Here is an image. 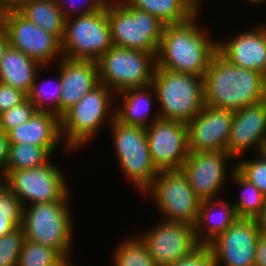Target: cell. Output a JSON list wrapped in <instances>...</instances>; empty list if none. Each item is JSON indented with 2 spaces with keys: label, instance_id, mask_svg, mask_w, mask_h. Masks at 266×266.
<instances>
[{
  "label": "cell",
  "instance_id": "cell-1",
  "mask_svg": "<svg viewBox=\"0 0 266 266\" xmlns=\"http://www.w3.org/2000/svg\"><path fill=\"white\" fill-rule=\"evenodd\" d=\"M200 10L189 21L165 25L156 56V67L204 77L217 41L198 21ZM200 23V24H199Z\"/></svg>",
  "mask_w": 266,
  "mask_h": 266
},
{
  "label": "cell",
  "instance_id": "cell-2",
  "mask_svg": "<svg viewBox=\"0 0 266 266\" xmlns=\"http://www.w3.org/2000/svg\"><path fill=\"white\" fill-rule=\"evenodd\" d=\"M205 105L239 110L266 99L262 73L239 67L218 50L203 77Z\"/></svg>",
  "mask_w": 266,
  "mask_h": 266
},
{
  "label": "cell",
  "instance_id": "cell-3",
  "mask_svg": "<svg viewBox=\"0 0 266 266\" xmlns=\"http://www.w3.org/2000/svg\"><path fill=\"white\" fill-rule=\"evenodd\" d=\"M115 95L99 83L60 117L64 151H77L95 139L105 123L111 125L115 118Z\"/></svg>",
  "mask_w": 266,
  "mask_h": 266
},
{
  "label": "cell",
  "instance_id": "cell-4",
  "mask_svg": "<svg viewBox=\"0 0 266 266\" xmlns=\"http://www.w3.org/2000/svg\"><path fill=\"white\" fill-rule=\"evenodd\" d=\"M151 85L162 119L187 124L205 106L202 76L155 67Z\"/></svg>",
  "mask_w": 266,
  "mask_h": 266
},
{
  "label": "cell",
  "instance_id": "cell-5",
  "mask_svg": "<svg viewBox=\"0 0 266 266\" xmlns=\"http://www.w3.org/2000/svg\"><path fill=\"white\" fill-rule=\"evenodd\" d=\"M71 194L61 201L23 207L22 229L27 240L49 246L63 257L73 248V219L69 205Z\"/></svg>",
  "mask_w": 266,
  "mask_h": 266
},
{
  "label": "cell",
  "instance_id": "cell-6",
  "mask_svg": "<svg viewBox=\"0 0 266 266\" xmlns=\"http://www.w3.org/2000/svg\"><path fill=\"white\" fill-rule=\"evenodd\" d=\"M114 46L157 56L165 24L148 12L114 0L107 9Z\"/></svg>",
  "mask_w": 266,
  "mask_h": 266
},
{
  "label": "cell",
  "instance_id": "cell-7",
  "mask_svg": "<svg viewBox=\"0 0 266 266\" xmlns=\"http://www.w3.org/2000/svg\"><path fill=\"white\" fill-rule=\"evenodd\" d=\"M112 134L114 153L118 167L124 177L134 185V189L142 194L154 181L158 174L155 168L147 141L146 129L127 125L116 118L109 126Z\"/></svg>",
  "mask_w": 266,
  "mask_h": 266
},
{
  "label": "cell",
  "instance_id": "cell-8",
  "mask_svg": "<svg viewBox=\"0 0 266 266\" xmlns=\"http://www.w3.org/2000/svg\"><path fill=\"white\" fill-rule=\"evenodd\" d=\"M99 82L115 94L152 84L156 57L149 52L112 46L97 60Z\"/></svg>",
  "mask_w": 266,
  "mask_h": 266
},
{
  "label": "cell",
  "instance_id": "cell-9",
  "mask_svg": "<svg viewBox=\"0 0 266 266\" xmlns=\"http://www.w3.org/2000/svg\"><path fill=\"white\" fill-rule=\"evenodd\" d=\"M112 46L107 9L65 20L61 40L64 58L97 61Z\"/></svg>",
  "mask_w": 266,
  "mask_h": 266
},
{
  "label": "cell",
  "instance_id": "cell-10",
  "mask_svg": "<svg viewBox=\"0 0 266 266\" xmlns=\"http://www.w3.org/2000/svg\"><path fill=\"white\" fill-rule=\"evenodd\" d=\"M142 195L153 199L160 219L195 225L201 200L182 170L159 171Z\"/></svg>",
  "mask_w": 266,
  "mask_h": 266
},
{
  "label": "cell",
  "instance_id": "cell-11",
  "mask_svg": "<svg viewBox=\"0 0 266 266\" xmlns=\"http://www.w3.org/2000/svg\"><path fill=\"white\" fill-rule=\"evenodd\" d=\"M13 171H4L5 185L19 199L23 207L37 203L61 201L70 191L61 169L52 162Z\"/></svg>",
  "mask_w": 266,
  "mask_h": 266
},
{
  "label": "cell",
  "instance_id": "cell-12",
  "mask_svg": "<svg viewBox=\"0 0 266 266\" xmlns=\"http://www.w3.org/2000/svg\"><path fill=\"white\" fill-rule=\"evenodd\" d=\"M0 26L7 33L9 45L25 53L42 66L63 57L61 41L42 27L27 20L18 11L0 15ZM55 60V61H54Z\"/></svg>",
  "mask_w": 266,
  "mask_h": 266
},
{
  "label": "cell",
  "instance_id": "cell-13",
  "mask_svg": "<svg viewBox=\"0 0 266 266\" xmlns=\"http://www.w3.org/2000/svg\"><path fill=\"white\" fill-rule=\"evenodd\" d=\"M140 235L157 266H167L191 254L200 245L194 226L160 219Z\"/></svg>",
  "mask_w": 266,
  "mask_h": 266
},
{
  "label": "cell",
  "instance_id": "cell-14",
  "mask_svg": "<svg viewBox=\"0 0 266 266\" xmlns=\"http://www.w3.org/2000/svg\"><path fill=\"white\" fill-rule=\"evenodd\" d=\"M146 135L157 171L181 170L190 153L186 123L158 118L146 128Z\"/></svg>",
  "mask_w": 266,
  "mask_h": 266
},
{
  "label": "cell",
  "instance_id": "cell-15",
  "mask_svg": "<svg viewBox=\"0 0 266 266\" xmlns=\"http://www.w3.org/2000/svg\"><path fill=\"white\" fill-rule=\"evenodd\" d=\"M231 161L234 159L227 152H190L181 170L202 201L222 196L219 193L225 188Z\"/></svg>",
  "mask_w": 266,
  "mask_h": 266
},
{
  "label": "cell",
  "instance_id": "cell-16",
  "mask_svg": "<svg viewBox=\"0 0 266 266\" xmlns=\"http://www.w3.org/2000/svg\"><path fill=\"white\" fill-rule=\"evenodd\" d=\"M259 236L254 219L238 218L209 245L215 266H254Z\"/></svg>",
  "mask_w": 266,
  "mask_h": 266
},
{
  "label": "cell",
  "instance_id": "cell-17",
  "mask_svg": "<svg viewBox=\"0 0 266 266\" xmlns=\"http://www.w3.org/2000/svg\"><path fill=\"white\" fill-rule=\"evenodd\" d=\"M233 111L205 105L187 125L189 152H227Z\"/></svg>",
  "mask_w": 266,
  "mask_h": 266
},
{
  "label": "cell",
  "instance_id": "cell-18",
  "mask_svg": "<svg viewBox=\"0 0 266 266\" xmlns=\"http://www.w3.org/2000/svg\"><path fill=\"white\" fill-rule=\"evenodd\" d=\"M266 149V99L233 111L227 153L235 160L245 153Z\"/></svg>",
  "mask_w": 266,
  "mask_h": 266
},
{
  "label": "cell",
  "instance_id": "cell-19",
  "mask_svg": "<svg viewBox=\"0 0 266 266\" xmlns=\"http://www.w3.org/2000/svg\"><path fill=\"white\" fill-rule=\"evenodd\" d=\"M217 40V50L230 62L263 73L266 67V24Z\"/></svg>",
  "mask_w": 266,
  "mask_h": 266
},
{
  "label": "cell",
  "instance_id": "cell-20",
  "mask_svg": "<svg viewBox=\"0 0 266 266\" xmlns=\"http://www.w3.org/2000/svg\"><path fill=\"white\" fill-rule=\"evenodd\" d=\"M55 65H58L61 80V117L100 82L97 61L70 60L62 57Z\"/></svg>",
  "mask_w": 266,
  "mask_h": 266
},
{
  "label": "cell",
  "instance_id": "cell-21",
  "mask_svg": "<svg viewBox=\"0 0 266 266\" xmlns=\"http://www.w3.org/2000/svg\"><path fill=\"white\" fill-rule=\"evenodd\" d=\"M224 197L202 200L194 225L199 245L209 246L222 235L237 219L234 205Z\"/></svg>",
  "mask_w": 266,
  "mask_h": 266
},
{
  "label": "cell",
  "instance_id": "cell-22",
  "mask_svg": "<svg viewBox=\"0 0 266 266\" xmlns=\"http://www.w3.org/2000/svg\"><path fill=\"white\" fill-rule=\"evenodd\" d=\"M7 134L10 144L41 147H60L59 144H63L60 117L51 112L36 111L27 122Z\"/></svg>",
  "mask_w": 266,
  "mask_h": 266
},
{
  "label": "cell",
  "instance_id": "cell-23",
  "mask_svg": "<svg viewBox=\"0 0 266 266\" xmlns=\"http://www.w3.org/2000/svg\"><path fill=\"white\" fill-rule=\"evenodd\" d=\"M115 97L116 99L122 97L123 102L121 100L118 105L117 103L119 101L116 102L115 118L124 124L146 129L152 122L160 118L158 112L155 115H151L152 106L154 100H156V92L152 85L141 88H130L117 93Z\"/></svg>",
  "mask_w": 266,
  "mask_h": 266
},
{
  "label": "cell",
  "instance_id": "cell-24",
  "mask_svg": "<svg viewBox=\"0 0 266 266\" xmlns=\"http://www.w3.org/2000/svg\"><path fill=\"white\" fill-rule=\"evenodd\" d=\"M40 68L48 67L9 45L0 62V82L28 95Z\"/></svg>",
  "mask_w": 266,
  "mask_h": 266
},
{
  "label": "cell",
  "instance_id": "cell-25",
  "mask_svg": "<svg viewBox=\"0 0 266 266\" xmlns=\"http://www.w3.org/2000/svg\"><path fill=\"white\" fill-rule=\"evenodd\" d=\"M128 6L148 12L165 25L189 21L203 7L196 0H123Z\"/></svg>",
  "mask_w": 266,
  "mask_h": 266
},
{
  "label": "cell",
  "instance_id": "cell-26",
  "mask_svg": "<svg viewBox=\"0 0 266 266\" xmlns=\"http://www.w3.org/2000/svg\"><path fill=\"white\" fill-rule=\"evenodd\" d=\"M18 12L27 20L62 40L66 19L56 0H32Z\"/></svg>",
  "mask_w": 266,
  "mask_h": 266
},
{
  "label": "cell",
  "instance_id": "cell-27",
  "mask_svg": "<svg viewBox=\"0 0 266 266\" xmlns=\"http://www.w3.org/2000/svg\"><path fill=\"white\" fill-rule=\"evenodd\" d=\"M231 168L228 179L242 189L240 197L232 202L236 215L238 218L255 219L265 205L266 196L236 169V165Z\"/></svg>",
  "mask_w": 266,
  "mask_h": 266
},
{
  "label": "cell",
  "instance_id": "cell-28",
  "mask_svg": "<svg viewBox=\"0 0 266 266\" xmlns=\"http://www.w3.org/2000/svg\"><path fill=\"white\" fill-rule=\"evenodd\" d=\"M58 147H41L31 144H10L5 171L31 169L46 164Z\"/></svg>",
  "mask_w": 266,
  "mask_h": 266
},
{
  "label": "cell",
  "instance_id": "cell-29",
  "mask_svg": "<svg viewBox=\"0 0 266 266\" xmlns=\"http://www.w3.org/2000/svg\"><path fill=\"white\" fill-rule=\"evenodd\" d=\"M134 235H128L116 245L112 255L113 266H157L146 244Z\"/></svg>",
  "mask_w": 266,
  "mask_h": 266
},
{
  "label": "cell",
  "instance_id": "cell-30",
  "mask_svg": "<svg viewBox=\"0 0 266 266\" xmlns=\"http://www.w3.org/2000/svg\"><path fill=\"white\" fill-rule=\"evenodd\" d=\"M40 70L41 68L39 69L35 77V81L32 84L31 90L28 93L27 98L34 105L36 111L51 112L60 117L61 80L59 70H55L57 73V79L54 80L55 85L51 83L53 86L50 83L48 86H45L44 80L42 81V83L39 82V75H41ZM49 81L52 82V80ZM52 87L54 88L52 89Z\"/></svg>",
  "mask_w": 266,
  "mask_h": 266
},
{
  "label": "cell",
  "instance_id": "cell-31",
  "mask_svg": "<svg viewBox=\"0 0 266 266\" xmlns=\"http://www.w3.org/2000/svg\"><path fill=\"white\" fill-rule=\"evenodd\" d=\"M23 206L5 185L0 190V237L22 226Z\"/></svg>",
  "mask_w": 266,
  "mask_h": 266
},
{
  "label": "cell",
  "instance_id": "cell-32",
  "mask_svg": "<svg viewBox=\"0 0 266 266\" xmlns=\"http://www.w3.org/2000/svg\"><path fill=\"white\" fill-rule=\"evenodd\" d=\"M63 256L55 249L25 239L18 266H54Z\"/></svg>",
  "mask_w": 266,
  "mask_h": 266
},
{
  "label": "cell",
  "instance_id": "cell-33",
  "mask_svg": "<svg viewBox=\"0 0 266 266\" xmlns=\"http://www.w3.org/2000/svg\"><path fill=\"white\" fill-rule=\"evenodd\" d=\"M236 162V169L266 196V152Z\"/></svg>",
  "mask_w": 266,
  "mask_h": 266
},
{
  "label": "cell",
  "instance_id": "cell-34",
  "mask_svg": "<svg viewBox=\"0 0 266 266\" xmlns=\"http://www.w3.org/2000/svg\"><path fill=\"white\" fill-rule=\"evenodd\" d=\"M24 240L22 227L0 237V266H18Z\"/></svg>",
  "mask_w": 266,
  "mask_h": 266
},
{
  "label": "cell",
  "instance_id": "cell-35",
  "mask_svg": "<svg viewBox=\"0 0 266 266\" xmlns=\"http://www.w3.org/2000/svg\"><path fill=\"white\" fill-rule=\"evenodd\" d=\"M114 0H56L65 19L106 10Z\"/></svg>",
  "mask_w": 266,
  "mask_h": 266
},
{
  "label": "cell",
  "instance_id": "cell-36",
  "mask_svg": "<svg viewBox=\"0 0 266 266\" xmlns=\"http://www.w3.org/2000/svg\"><path fill=\"white\" fill-rule=\"evenodd\" d=\"M35 112L34 105L26 98L20 104L0 114V130L8 133L16 126L27 122Z\"/></svg>",
  "mask_w": 266,
  "mask_h": 266
},
{
  "label": "cell",
  "instance_id": "cell-37",
  "mask_svg": "<svg viewBox=\"0 0 266 266\" xmlns=\"http://www.w3.org/2000/svg\"><path fill=\"white\" fill-rule=\"evenodd\" d=\"M167 266H215V260L212 249L200 245L191 254Z\"/></svg>",
  "mask_w": 266,
  "mask_h": 266
},
{
  "label": "cell",
  "instance_id": "cell-38",
  "mask_svg": "<svg viewBox=\"0 0 266 266\" xmlns=\"http://www.w3.org/2000/svg\"><path fill=\"white\" fill-rule=\"evenodd\" d=\"M26 98L24 92L0 82V114L20 104Z\"/></svg>",
  "mask_w": 266,
  "mask_h": 266
},
{
  "label": "cell",
  "instance_id": "cell-39",
  "mask_svg": "<svg viewBox=\"0 0 266 266\" xmlns=\"http://www.w3.org/2000/svg\"><path fill=\"white\" fill-rule=\"evenodd\" d=\"M10 141L8 134L0 130V168L6 169L9 157Z\"/></svg>",
  "mask_w": 266,
  "mask_h": 266
},
{
  "label": "cell",
  "instance_id": "cell-40",
  "mask_svg": "<svg viewBox=\"0 0 266 266\" xmlns=\"http://www.w3.org/2000/svg\"><path fill=\"white\" fill-rule=\"evenodd\" d=\"M254 266H266V236H259L255 250Z\"/></svg>",
  "mask_w": 266,
  "mask_h": 266
},
{
  "label": "cell",
  "instance_id": "cell-41",
  "mask_svg": "<svg viewBox=\"0 0 266 266\" xmlns=\"http://www.w3.org/2000/svg\"><path fill=\"white\" fill-rule=\"evenodd\" d=\"M32 0H0V15L10 11H19Z\"/></svg>",
  "mask_w": 266,
  "mask_h": 266
},
{
  "label": "cell",
  "instance_id": "cell-42",
  "mask_svg": "<svg viewBox=\"0 0 266 266\" xmlns=\"http://www.w3.org/2000/svg\"><path fill=\"white\" fill-rule=\"evenodd\" d=\"M261 236H266V202L261 213L254 219Z\"/></svg>",
  "mask_w": 266,
  "mask_h": 266
},
{
  "label": "cell",
  "instance_id": "cell-43",
  "mask_svg": "<svg viewBox=\"0 0 266 266\" xmlns=\"http://www.w3.org/2000/svg\"><path fill=\"white\" fill-rule=\"evenodd\" d=\"M9 46V39L7 33L0 26V62L4 57L5 51Z\"/></svg>",
  "mask_w": 266,
  "mask_h": 266
},
{
  "label": "cell",
  "instance_id": "cell-44",
  "mask_svg": "<svg viewBox=\"0 0 266 266\" xmlns=\"http://www.w3.org/2000/svg\"><path fill=\"white\" fill-rule=\"evenodd\" d=\"M71 256H66L60 259L54 266H74L73 262L69 259Z\"/></svg>",
  "mask_w": 266,
  "mask_h": 266
},
{
  "label": "cell",
  "instance_id": "cell-45",
  "mask_svg": "<svg viewBox=\"0 0 266 266\" xmlns=\"http://www.w3.org/2000/svg\"><path fill=\"white\" fill-rule=\"evenodd\" d=\"M5 173L4 170L2 168H0V190L5 186Z\"/></svg>",
  "mask_w": 266,
  "mask_h": 266
},
{
  "label": "cell",
  "instance_id": "cell-46",
  "mask_svg": "<svg viewBox=\"0 0 266 266\" xmlns=\"http://www.w3.org/2000/svg\"><path fill=\"white\" fill-rule=\"evenodd\" d=\"M245 1H247V2H249V4H256V5H262L263 3H266V0H245Z\"/></svg>",
  "mask_w": 266,
  "mask_h": 266
},
{
  "label": "cell",
  "instance_id": "cell-47",
  "mask_svg": "<svg viewBox=\"0 0 266 266\" xmlns=\"http://www.w3.org/2000/svg\"><path fill=\"white\" fill-rule=\"evenodd\" d=\"M262 76H263V83H264L265 90H266V67H265V70L262 73Z\"/></svg>",
  "mask_w": 266,
  "mask_h": 266
},
{
  "label": "cell",
  "instance_id": "cell-48",
  "mask_svg": "<svg viewBox=\"0 0 266 266\" xmlns=\"http://www.w3.org/2000/svg\"><path fill=\"white\" fill-rule=\"evenodd\" d=\"M196 1L200 4L201 7H203L202 5L205 3L204 0H196ZM207 1H208V0H207Z\"/></svg>",
  "mask_w": 266,
  "mask_h": 266
}]
</instances>
